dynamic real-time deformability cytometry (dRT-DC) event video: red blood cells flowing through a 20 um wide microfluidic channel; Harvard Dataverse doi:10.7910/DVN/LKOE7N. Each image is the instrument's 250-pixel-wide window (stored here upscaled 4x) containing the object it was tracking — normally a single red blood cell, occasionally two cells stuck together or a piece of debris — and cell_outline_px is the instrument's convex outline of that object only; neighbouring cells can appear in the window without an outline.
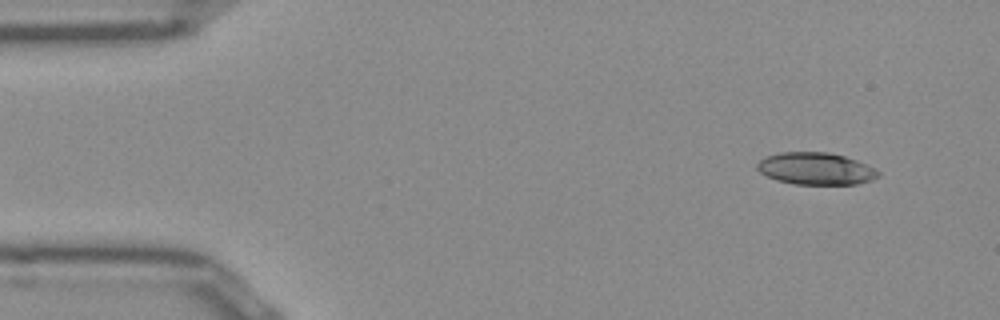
{"species": "Egyptian fruit bat (a non-hibernating species)", "species_latin": "Rousettus aegyptiacus", "temperature_condition": "room temperature", "stored_images_in_passage": 10, "camera_frame_rate_fps": 3000, "um_per_image_px": 0.085, "frame": {"image": 1, "passage_image": 1, "time_ms": 0.0, "image_size_px": [1000, 320], "cell_outline_px": [[880, 176], [872, 180], [856, 184], [796, 184], [776, 180], [760, 172], [756, 168], [756, 164], [764, 156], [780, 152], [828, 152], [844, 156], [856, 160], [880, 172]], "centroid_in_image_um": [69.31, 14.33], "position_along_channel_um": 15.7, "area_um2": 22.6}}